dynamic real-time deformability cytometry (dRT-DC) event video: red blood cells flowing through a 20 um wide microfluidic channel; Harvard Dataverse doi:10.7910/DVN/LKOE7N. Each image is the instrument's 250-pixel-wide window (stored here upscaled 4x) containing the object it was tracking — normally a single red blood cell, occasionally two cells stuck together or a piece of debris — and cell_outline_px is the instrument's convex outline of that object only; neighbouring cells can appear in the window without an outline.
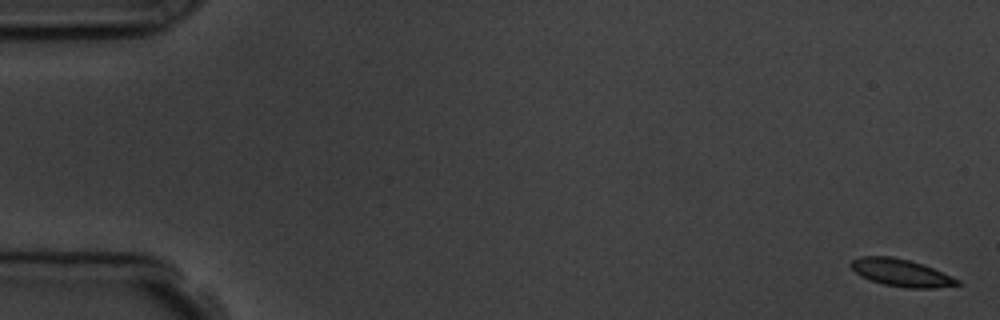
{"species": "common noctule bat (a hibernating species)", "species_latin": "Nyctalus noctula", "temperature_condition": "room temperature", "stored_images_in_passage": 5, "camera_frame_rate_fps": 3000, "um_per_image_px": 0.085, "animal": {"sex": "male", "body_mass_g": 19.5, "forearm_length_mm": 54.6}, "frame": {"image": 1, "passage_image": 1, "time_ms": 0.0, "image_size_px": [1000, 320], "cell_outline_px": [[960, 284], [936, 288], [908, 288], [884, 284], [860, 276], [848, 264], [852, 260], [860, 256], [892, 256], [908, 260], [932, 268], [960, 280]], "centroid_in_image_um": [76.56, 23.18], "position_along_channel_um": 8.4, "area_um2": 16.7}}
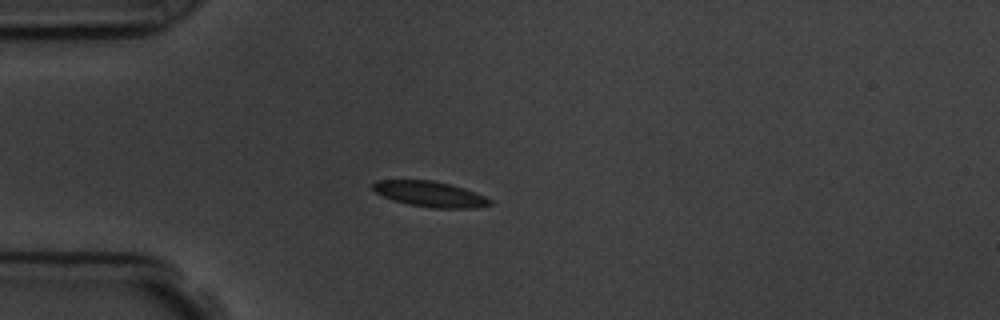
{"frame": {"image": 2, "passage_image": 5, "time_ms": 4.667, "image_size_px": [1000, 320], "cell_outline_px": [[492, 204], [476, 208], [432, 208], [408, 204], [392, 200], [376, 192], [372, 188], [372, 184], [376, 180], [432, 180], [464, 188], [476, 192], [492, 200]], "centroid_in_image_um": [36.56, 16.5], "position_along_channel_um": 48.4, "area_um2": 17.4}}